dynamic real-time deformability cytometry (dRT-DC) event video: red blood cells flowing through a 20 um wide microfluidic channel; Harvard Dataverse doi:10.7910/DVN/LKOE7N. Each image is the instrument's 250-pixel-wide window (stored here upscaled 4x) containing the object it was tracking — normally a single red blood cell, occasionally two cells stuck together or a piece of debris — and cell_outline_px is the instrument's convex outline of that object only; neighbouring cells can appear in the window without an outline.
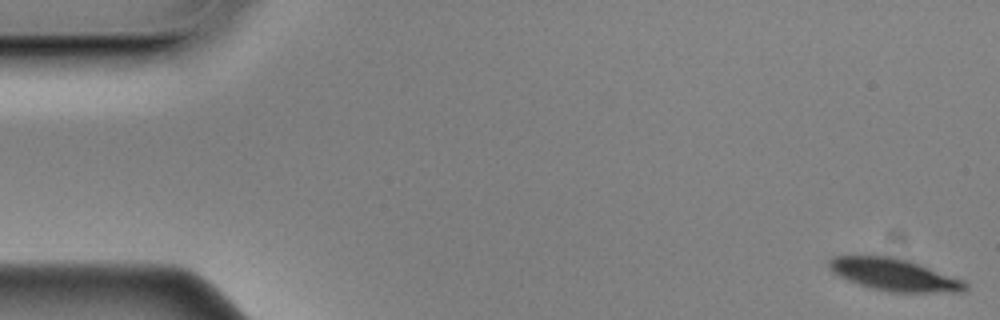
{"species": "Egyptian fruit bat (a non-hibernating species)", "species_latin": "Rousettus aegyptiacus", "temperature_condition": "cold", "stored_images_in_passage": 57, "camera_frame_rate_fps": 3000, "um_per_image_px": 0.085, "animal": {"sex": "male"}, "frame": {"image": 1, "passage_image": 1, "time_ms": 0.0, "image_size_px": [1000, 320], "cell_outline_px": [[968, 288], [964, 292], [888, 292], [872, 288], [848, 280], [832, 272], [828, 264], [828, 260], [836, 256], [892, 256], [908, 260], [964, 280], [968, 284]], "centroid_in_image_um": [76.04, 23.35], "position_along_channel_um": 9.0, "area_um2": 25.43}}
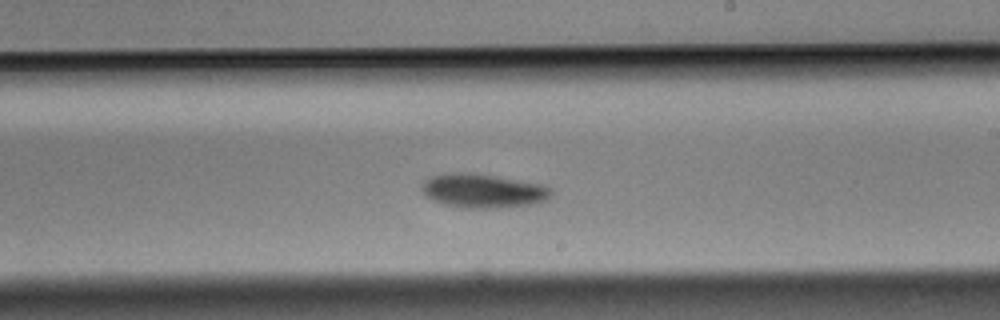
{"frame": {"image": 2, "passage_image": 33, "time_ms": 10.667, "image_size_px": [1000, 320], "cell_outline_px": [[552, 196], [544, 200], [532, 204], [492, 208], [464, 208], [444, 204], [432, 200], [424, 196], [420, 188], [432, 176], [452, 172], [472, 172], [496, 176], [540, 184], [552, 188]], "centroid_in_image_um": [41.04, 16.22], "position_along_channel_um": 248.0, "area_um2": 25.55}}
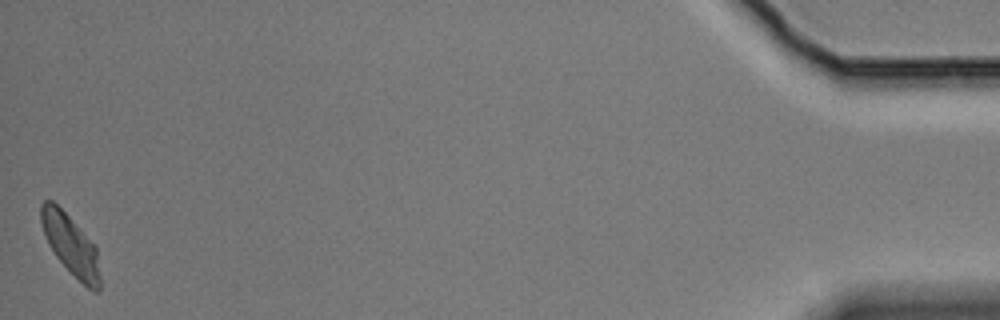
{"frame": {"image": 3, "passage_image": 57, "time_ms": 18.667, "image_size_px": [1000, 320], "cell_outline_px": [[100, 292], [92, 292], [56, 256], [48, 244], [40, 220], [40, 204], [44, 200], [52, 200], [68, 216], [96, 248], [100, 276]], "centroid_in_image_um": [5.99, 20.82], "position_along_channel_um": 429.2, "area_um2": 20.06}, "authors_computed_cell_mechanics": {"area_um2": 25.143, "velocity_mm_per_s": 3.4599, "shape_relaxation_time_tau1_ms": 1.6432, "shape_relaxation_time_tau2_ms": null, "deformation_change_tau1": 0.087, "deformation_change_tau2": null}}